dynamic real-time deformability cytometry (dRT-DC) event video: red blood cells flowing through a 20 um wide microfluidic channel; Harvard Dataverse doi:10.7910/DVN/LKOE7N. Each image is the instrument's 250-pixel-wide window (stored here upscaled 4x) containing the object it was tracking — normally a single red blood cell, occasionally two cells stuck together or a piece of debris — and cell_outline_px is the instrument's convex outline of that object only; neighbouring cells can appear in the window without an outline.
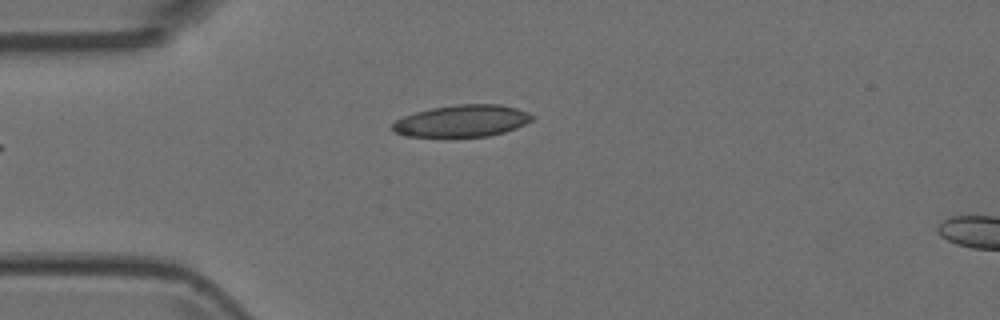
{"species": "Egyptian fruit bat (a non-hibernating species)", "species_latin": "Rousettus aegyptiacus", "temperature_condition": "room temperature", "stored_images_in_passage": 2, "camera_frame_rate_fps": 3000, "um_per_image_px": 0.085, "animal": {"sex": "female"}, "frame": {"image": 1, "passage_image": 2, "time_ms": 0.333, "image_size_px": [1000, 320], "cell_outline_px": [[536, 116], [532, 120], [516, 128], [504, 132], [488, 136], [404, 136], [396, 132], [392, 128], [392, 124], [396, 120], [404, 116], [416, 112], [432, 108], [456, 104], [500, 104], [516, 108], [528, 112]], "centroid_in_image_um": [39.3, 10.26], "position_along_channel_um": 45.7, "area_um2": 25.78}}